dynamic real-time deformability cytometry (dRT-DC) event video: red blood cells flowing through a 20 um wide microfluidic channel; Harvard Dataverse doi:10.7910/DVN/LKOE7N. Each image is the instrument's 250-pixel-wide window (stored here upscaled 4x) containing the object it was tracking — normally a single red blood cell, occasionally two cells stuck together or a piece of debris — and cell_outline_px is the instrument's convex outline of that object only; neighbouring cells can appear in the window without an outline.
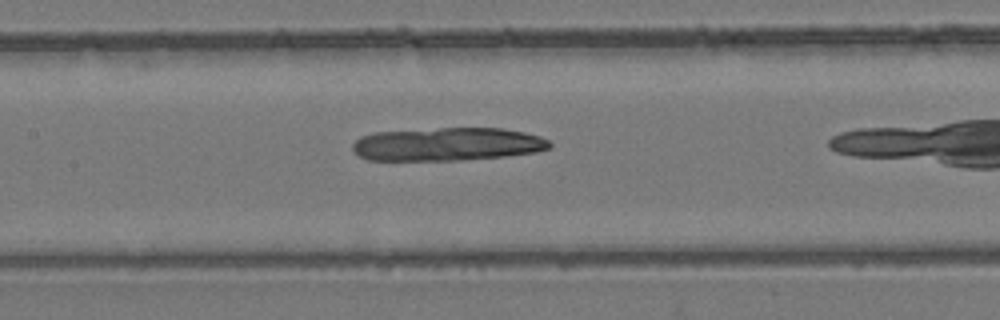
{"species": "common noctule bat (a hibernating species)", "species_latin": "Nyctalus noctula", "temperature_condition": "room temperature", "stored_images_in_passage": 30, "camera_frame_rate_fps": 3000, "um_per_image_px": 0.085, "animal": {"sex": "female", "body_mass_g": 24.6, "forearm_length_mm": 56.2}, "frame": {"image": 1, "passage_image": 12, "time_ms": 3.667, "image_size_px": [1000, 320], "cell_outline_px": [[552, 144], [548, 148], [536, 152], [504, 156], [460, 160], [368, 160], [352, 152], [352, 144], [360, 136], [376, 132], [440, 128], [500, 128], [524, 132], [540, 136], [548, 140]], "centroid_in_image_um": [38.0, 12.26], "position_along_channel_um": 169.4, "area_um2": 38.15}}